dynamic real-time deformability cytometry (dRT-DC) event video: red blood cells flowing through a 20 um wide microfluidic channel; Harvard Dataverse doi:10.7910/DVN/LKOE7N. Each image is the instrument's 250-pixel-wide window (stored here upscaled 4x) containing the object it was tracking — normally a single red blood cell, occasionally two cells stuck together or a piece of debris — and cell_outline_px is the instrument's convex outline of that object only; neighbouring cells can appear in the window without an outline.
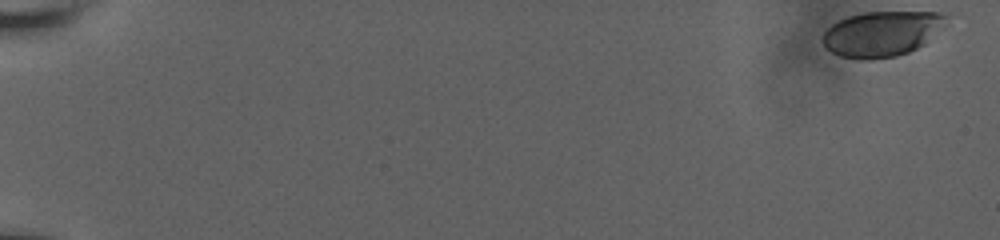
{"species": "human", "species_latin": "Homo sapiens", "temperature_condition": "room temperature", "stored_images_in_passage": 11, "camera_frame_rate_fps": 3000, "um_per_image_px": 0.085, "donor": {"sex": "male"}, "frame": {"image": 1, "passage_image": 1, "time_ms": 0.0, "image_size_px": [1000, 240], "cell_outline_px": [[948, 24], [944, 28], [924, 44], [908, 52], [896, 56], [872, 60], [860, 60], [840, 56], [824, 48], [820, 40], [824, 32], [832, 24], [848, 16], [864, 12], [940, 12], [948, 16]], "centroid_in_image_um": [74.96, 2.87], "position_along_channel_um": 10.0, "area_um2": 33.12}}
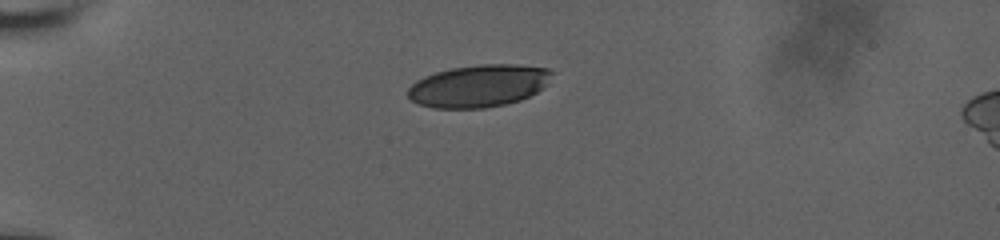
{"frame": {"image": 2, "passage_image": 8, "time_ms": 5.333, "image_size_px": [1000, 240], "cell_outline_px": [[556, 72], [548, 84], [536, 92], [520, 100], [504, 104], [484, 108], [432, 108], [420, 104], [412, 100], [408, 96], [408, 88], [416, 80], [424, 76], [436, 72], [452, 68], [480, 64], [516, 64], [548, 68]], "centroid_in_image_um": [40.73, 7.29], "position_along_channel_um": 44.3, "area_um2": 35.66}}
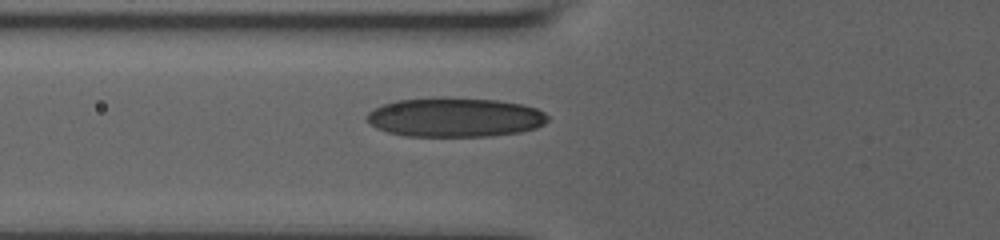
{"frame": {"image": 3, "passage_image": 11, "time_ms": 7.667, "image_size_px": [1000, 240], "cell_outline_px": [[548, 120], [544, 124], [536, 128], [520, 132], [488, 136], [408, 136], [388, 132], [376, 128], [368, 124], [368, 112], [384, 104], [396, 100], [440, 96], [444, 96], [496, 100], [524, 104], [536, 108], [544, 112], [548, 116]], "centroid_in_image_um": [38.68, 9.95], "position_along_channel_um": 87.1, "area_um2": 41.79}}